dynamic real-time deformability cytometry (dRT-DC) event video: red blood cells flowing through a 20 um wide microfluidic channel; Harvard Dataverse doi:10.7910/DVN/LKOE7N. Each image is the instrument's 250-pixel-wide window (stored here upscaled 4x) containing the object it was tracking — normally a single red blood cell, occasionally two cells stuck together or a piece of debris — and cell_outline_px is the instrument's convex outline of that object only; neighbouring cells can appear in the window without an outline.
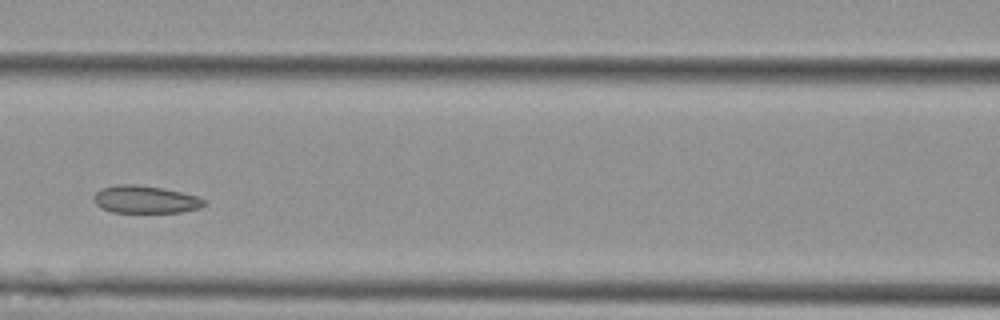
{"species": "Egyptian fruit bat (a non-hibernating species)", "species_latin": "Rousettus aegyptiacus", "temperature_condition": "cold", "stored_images_in_passage": 4, "camera_frame_rate_fps": 3000, "um_per_image_px": 0.085, "animal": {"sex": "female"}, "frame": {"image": 1, "passage_image": 4, "time_ms": 3.667, "image_size_px": [1000, 320], "cell_outline_px": [[208, 204], [200, 208], [180, 212], [112, 212], [100, 208], [96, 204], [92, 196], [100, 188], [116, 184], [136, 184], [164, 188], [200, 196], [208, 200]], "centroid_in_image_um": [12.39, 16.94], "position_along_channel_um": 154.2, "area_um2": 18.15}}